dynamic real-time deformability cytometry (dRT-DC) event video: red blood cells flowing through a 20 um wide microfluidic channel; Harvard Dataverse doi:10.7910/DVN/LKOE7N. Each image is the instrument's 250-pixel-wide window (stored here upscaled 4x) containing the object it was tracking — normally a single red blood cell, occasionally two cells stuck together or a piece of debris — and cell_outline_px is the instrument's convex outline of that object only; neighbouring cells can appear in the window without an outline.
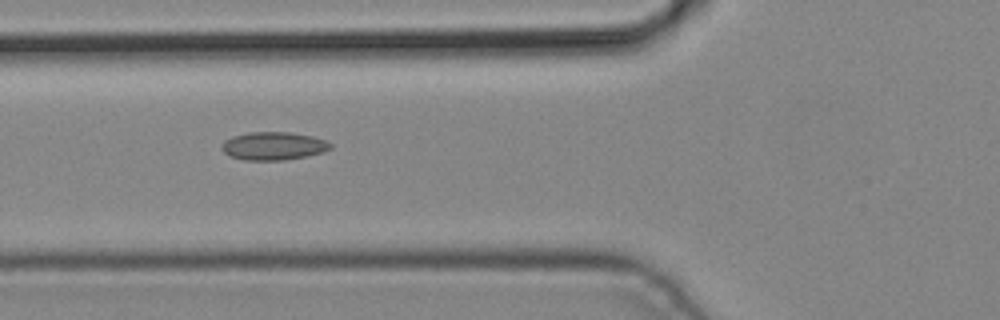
{"species": "common noctule bat (a hibernating species)", "species_latin": "Nyctalus noctula", "temperature_condition": "cold", "stored_images_in_passage": 4, "camera_frame_rate_fps": 3000, "um_per_image_px": 0.085, "animal": {"sex": "male", "body_mass_g": 19.2, "forearm_length_mm": 51.8}, "frame": {"image": 1, "passage_image": 4, "time_ms": 1.0, "image_size_px": [1000, 320], "cell_outline_px": [[332, 148], [324, 152], [308, 156], [284, 160], [244, 160], [228, 156], [220, 148], [224, 140], [232, 136], [248, 132], [288, 132], [312, 136], [324, 140], [332, 144]], "centroid_in_image_um": [23.22, 12.41], "position_along_channel_um": 102.6, "area_um2": 17.98}}